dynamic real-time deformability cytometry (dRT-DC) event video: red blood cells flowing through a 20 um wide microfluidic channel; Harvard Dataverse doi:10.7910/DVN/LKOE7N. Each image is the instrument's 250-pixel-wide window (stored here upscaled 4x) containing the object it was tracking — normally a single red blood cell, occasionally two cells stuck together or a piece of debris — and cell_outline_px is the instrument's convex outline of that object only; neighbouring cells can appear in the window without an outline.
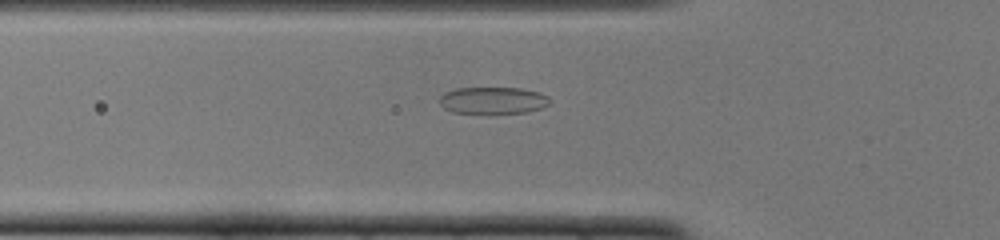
{"species": "common noctule bat (a hibernating species)", "species_latin": "Nyctalus noctula", "temperature_condition": "cold", "stored_images_in_passage": 35, "camera_frame_rate_fps": 3000, "um_per_image_px": 0.085, "animal": {"sex": "female", "body_mass_g": 22.0, "forearm_length_mm": 56.7}, "frame": {"image": 1, "passage_image": 6, "time_ms": 1.667, "image_size_px": [1000, 240], "cell_outline_px": [[552, 100], [544, 108], [528, 112], [452, 112], [444, 108], [440, 104], [440, 96], [444, 92], [456, 88], [520, 88], [540, 92], [548, 96]], "centroid_in_image_um": [41.94, 8.51], "position_along_channel_um": 83.9, "area_um2": 17.17}}
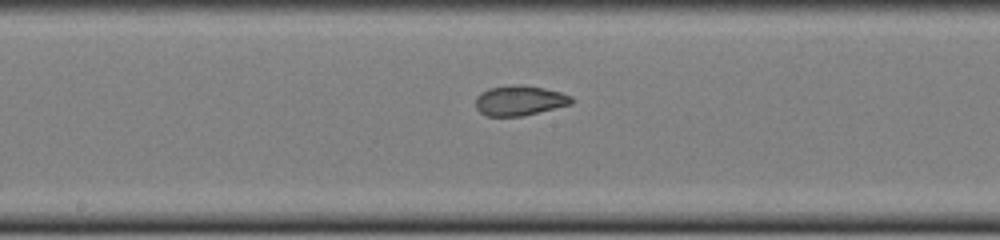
{"frame": {"image": 2, "passage_image": 15, "time_ms": 4.667, "image_size_px": [1000, 240], "cell_outline_px": [[572, 104], [524, 116], [484, 116], [476, 108], [476, 96], [480, 92], [488, 88], [508, 84], [524, 84], [544, 88], [560, 92], [572, 96]], "centroid_in_image_um": [44.14, 8.53], "position_along_channel_um": 204.1, "area_um2": 17.11}}
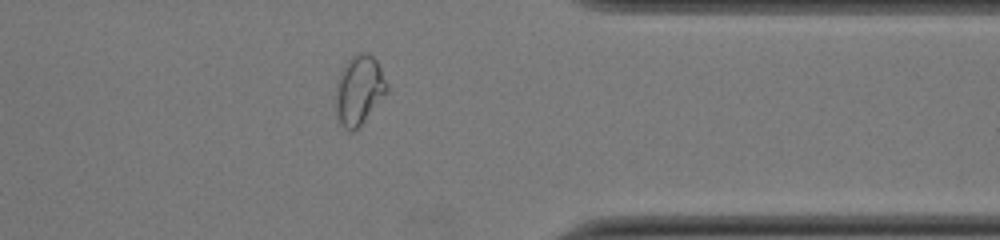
{"frame": {"image": 3, "passage_image": 29, "time_ms": 9.333, "image_size_px": [1000, 240], "cell_outline_px": [[388, 92], [360, 124], [352, 132], [344, 128], [340, 124], [336, 116], [336, 84], [340, 72], [348, 60], [356, 52], [368, 52], [376, 60], [388, 84]], "centroid_in_image_um": [30.51, 7.63], "position_along_channel_um": 380.9, "area_um2": 20.58}}